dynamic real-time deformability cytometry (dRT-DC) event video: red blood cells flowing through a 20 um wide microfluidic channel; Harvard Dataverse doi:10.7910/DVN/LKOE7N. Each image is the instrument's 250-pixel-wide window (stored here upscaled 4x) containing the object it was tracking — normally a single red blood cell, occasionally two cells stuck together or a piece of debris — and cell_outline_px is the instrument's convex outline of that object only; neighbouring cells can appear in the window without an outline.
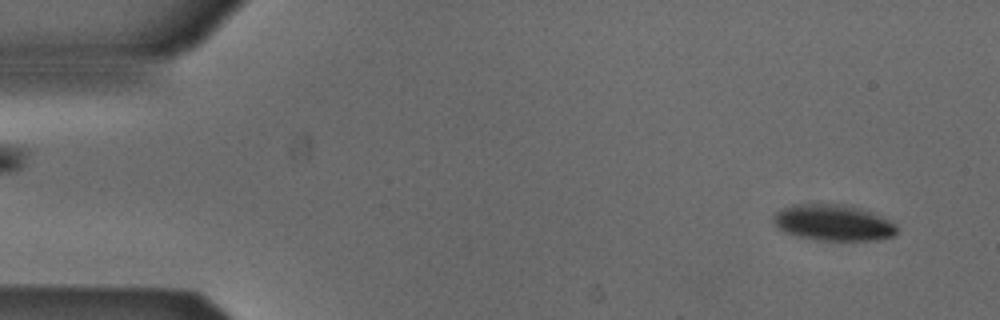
{"species": "Egyptian fruit bat (a non-hibernating species)", "species_latin": "Rousettus aegyptiacus", "temperature_condition": "cold", "stored_images_in_passage": 52, "camera_frame_rate_fps": 3000, "um_per_image_px": 0.085, "animal": {"sex": "male"}, "frame": {"image": 1, "passage_image": 3, "time_ms": 0.667, "image_size_px": [1000, 320], "cell_outline_px": [[896, 232], [892, 236], [880, 240], [816, 240], [796, 236], [784, 232], [772, 220], [776, 212], [784, 208], [796, 204], [840, 204], [872, 212], [888, 220], [896, 228]], "centroid_in_image_um": [70.8, 18.94], "position_along_channel_um": 14.2, "area_um2": 25.55}}
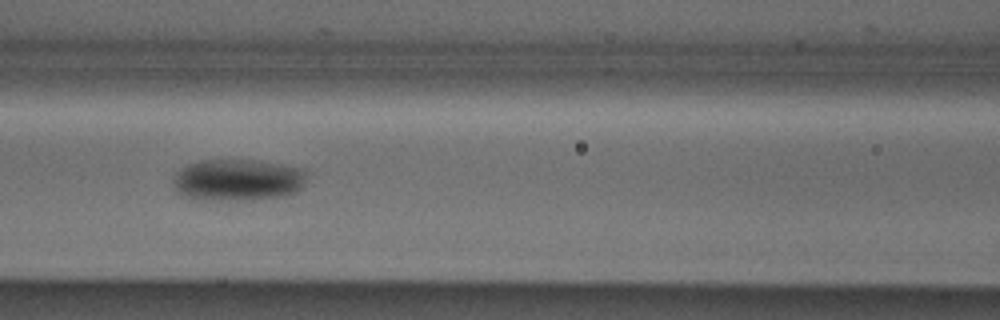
{"frame": {"image": 2, "passage_image": 22, "time_ms": 7.0, "image_size_px": [1000, 320], "cell_outline_px": [[304, 184], [296, 192], [284, 196], [252, 200], [196, 200], [184, 196], [176, 188], [172, 180], [188, 164], [200, 160], [256, 160], [280, 164], [300, 168], [304, 172]], "centroid_in_image_um": [20.21, 15.31], "position_along_channel_um": 146.4, "area_um2": 32.31}}
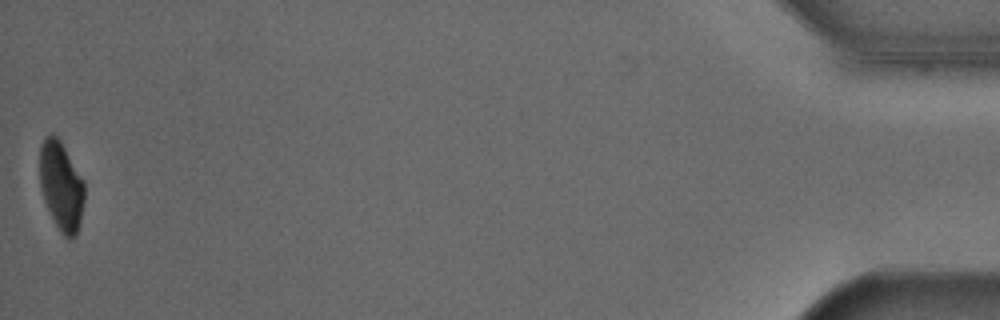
{"frame": {"image": 3, "passage_image": 52, "time_ms": 17.0, "image_size_px": [1000, 320], "cell_outline_px": [[84, 200], [80, 224], [72, 240], [64, 236], [60, 232], [44, 200], [40, 184], [40, 148], [44, 136], [52, 132], [60, 140], [84, 180]], "centroid_in_image_um": [5.21, 15.78], "position_along_channel_um": 430.0, "area_um2": 23.12}, "authors_computed_cell_mechanics": {"area_um2": 28.5532, "velocity_mm_per_s": 3.8597, "shape_relaxation_time_tau1_ms": 3.44, "shape_relaxation_time_tau2_ms": null, "deformation_change_tau1": 0.1011, "deformation_change_tau2": null}}